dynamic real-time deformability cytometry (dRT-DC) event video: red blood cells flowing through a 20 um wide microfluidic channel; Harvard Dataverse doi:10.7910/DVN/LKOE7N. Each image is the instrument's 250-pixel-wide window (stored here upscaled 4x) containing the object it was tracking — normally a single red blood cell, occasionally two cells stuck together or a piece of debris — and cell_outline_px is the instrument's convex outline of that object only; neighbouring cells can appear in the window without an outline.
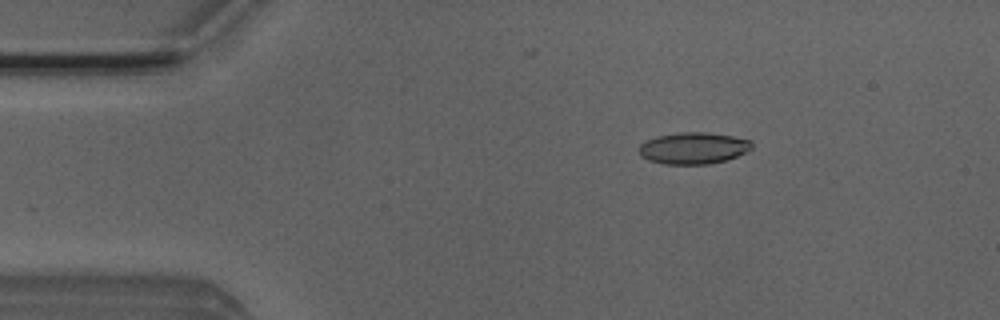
{"species": "Egyptian fruit bat (a non-hibernating species)", "species_latin": "Rousettus aegyptiacus", "temperature_condition": "room temperature", "stored_images_in_passage": 5, "camera_frame_rate_fps": 3000, "um_per_image_px": 0.085, "animal": {"sex": "male"}, "frame": {"image": 1, "passage_image": 3, "time_ms": 0.667, "image_size_px": [1000, 320], "cell_outline_px": [[752, 148], [736, 156], [724, 160], [708, 164], [664, 164], [648, 160], [640, 156], [640, 144], [644, 140], [656, 136], [680, 132], [708, 132], [732, 136], [752, 140]], "centroid_in_image_um": [58.9, 12.58], "position_along_channel_um": 26.1, "area_um2": 20.81}}